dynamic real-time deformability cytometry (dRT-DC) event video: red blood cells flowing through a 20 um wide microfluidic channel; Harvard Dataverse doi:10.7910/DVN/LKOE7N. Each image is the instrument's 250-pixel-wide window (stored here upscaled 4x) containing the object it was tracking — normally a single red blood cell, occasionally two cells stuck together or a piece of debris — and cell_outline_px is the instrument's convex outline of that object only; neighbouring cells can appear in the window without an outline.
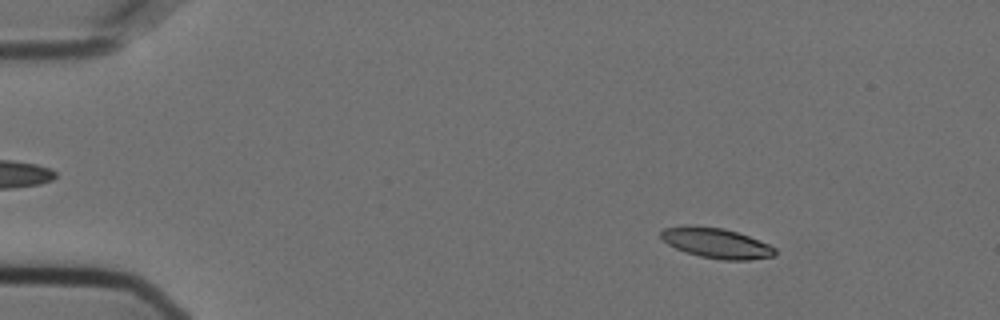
{"species": "Egyptian fruit bat (a non-hibernating species)", "species_latin": "Rousettus aegyptiacus", "temperature_condition": "cold", "stored_images_in_passage": 34, "camera_frame_rate_fps": 3000, "um_per_image_px": 0.085, "animal": {"sex": "female"}, "frame": {"image": 1, "passage_image": 8, "time_ms": 2.333, "image_size_px": [1000, 320], "cell_outline_px": [[776, 256], [748, 260], [724, 260], [700, 256], [684, 252], [668, 244], [660, 236], [660, 232], [664, 228], [688, 224], [692, 224], [724, 228], [748, 236], [768, 244], [776, 248]], "centroid_in_image_um": [60.87, 20.65], "position_along_channel_um": 24.1, "area_um2": 20.23}}
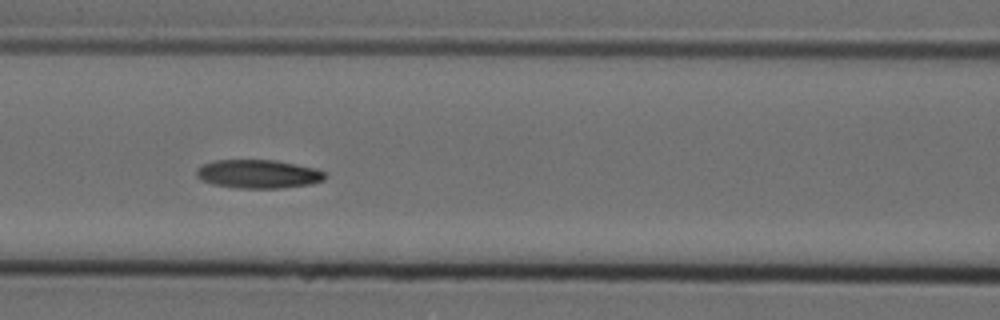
{"frame": {"image": 2, "passage_image": 25, "time_ms": 8.0, "image_size_px": [1000, 320], "cell_outline_px": [[324, 180], [312, 184], [280, 188], [236, 188], [212, 184], [196, 176], [196, 168], [204, 164], [216, 160], [276, 160], [316, 168], [324, 172]], "centroid_in_image_um": [21.95, 14.79], "position_along_channel_um": 144.6, "area_um2": 21.39}}
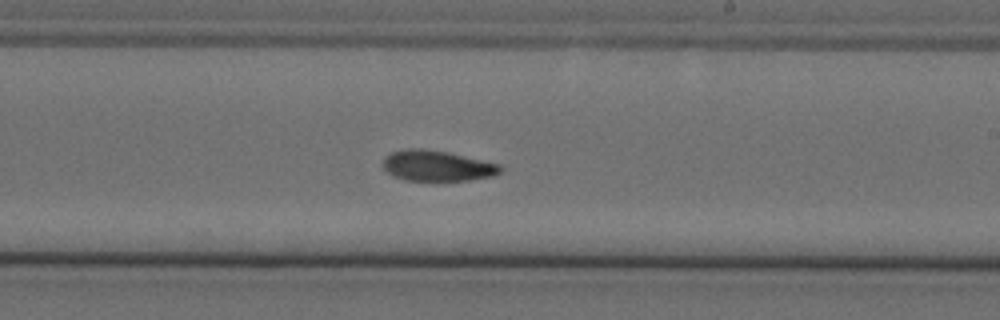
{"frame": {"image": 3, "passage_image": 34, "time_ms": 11.0, "image_size_px": [1000, 320], "cell_outline_px": [[504, 168], [500, 172], [492, 176], [468, 180], [404, 180], [392, 176], [384, 168], [384, 156], [392, 152], [408, 148], [424, 148], [448, 152], [500, 164]], "centroid_in_image_um": [37.15, 14.08], "position_along_channel_um": 251.8, "area_um2": 20.92}}